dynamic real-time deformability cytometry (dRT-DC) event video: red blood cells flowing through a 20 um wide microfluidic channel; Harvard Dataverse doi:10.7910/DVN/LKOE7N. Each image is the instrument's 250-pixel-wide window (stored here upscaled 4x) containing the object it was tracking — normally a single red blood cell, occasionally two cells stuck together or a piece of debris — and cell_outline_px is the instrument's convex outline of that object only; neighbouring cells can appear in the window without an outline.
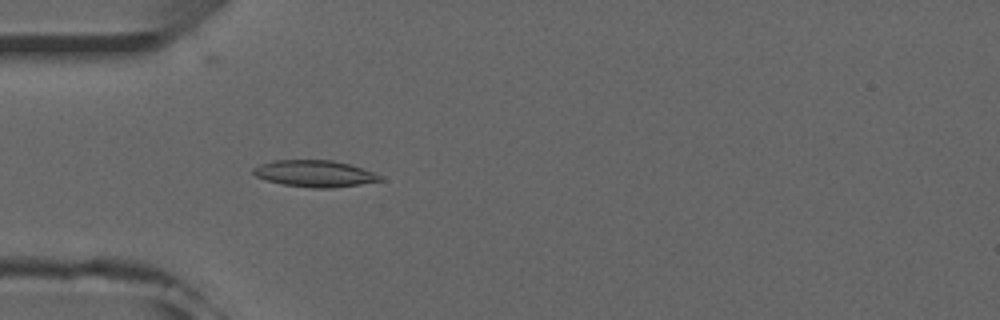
{"species": "common noctule bat (a hibernating species)", "species_latin": "Nyctalus noctula", "temperature_condition": "room temperature", "stored_images_in_passage": 52, "camera_frame_rate_fps": 3000, "um_per_image_px": 0.085, "animal": {"sex": "male", "forearm_length_mm": 52.5}, "frame": {"image": 1, "passage_image": 15, "time_ms": 4.667, "image_size_px": [1000, 320], "cell_outline_px": [[384, 180], [360, 184], [332, 188], [312, 188], [284, 184], [268, 180], [256, 176], [252, 172], [252, 168], [260, 164], [276, 160], [332, 160], [348, 164], [372, 172], [380, 176]], "centroid_in_image_um": [26.72, 14.75], "position_along_channel_um": 58.3, "area_um2": 19.36}}
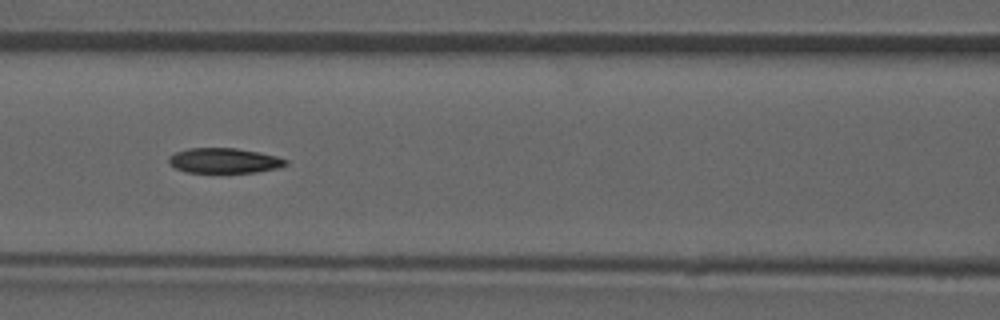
{"frame": {"image": 2, "passage_image": 22, "time_ms": 7.0, "image_size_px": [1000, 320], "cell_outline_px": [[288, 164], [280, 168], [256, 172], [184, 172], [168, 164], [168, 156], [176, 152], [188, 148], [236, 148], [260, 152], [276, 156], [288, 160]], "centroid_in_image_um": [19.06, 13.65], "position_along_channel_um": 147.5, "area_um2": 17.22}}
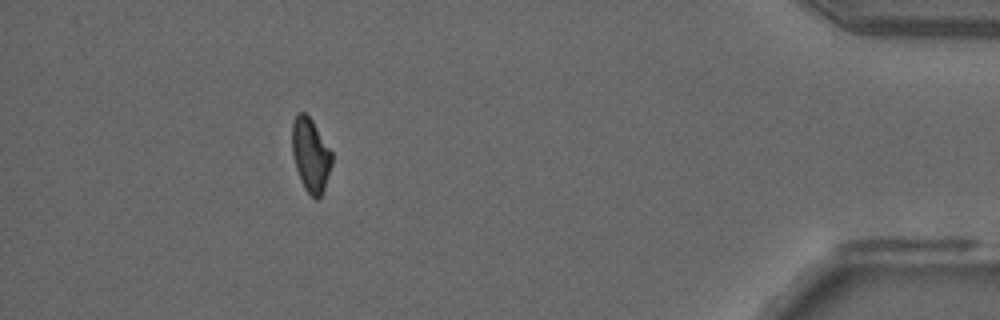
{"frame": {"image": 3, "passage_image": 46, "time_ms": 15.0, "image_size_px": [1000, 320], "cell_outline_px": [[332, 164], [324, 188], [320, 196], [316, 200], [304, 188], [296, 168], [292, 152], [292, 120], [300, 112], [304, 112], [312, 120], [332, 152]], "centroid_in_image_um": [26.4, 13.16], "position_along_channel_um": 408.8, "area_um2": 16.88}}